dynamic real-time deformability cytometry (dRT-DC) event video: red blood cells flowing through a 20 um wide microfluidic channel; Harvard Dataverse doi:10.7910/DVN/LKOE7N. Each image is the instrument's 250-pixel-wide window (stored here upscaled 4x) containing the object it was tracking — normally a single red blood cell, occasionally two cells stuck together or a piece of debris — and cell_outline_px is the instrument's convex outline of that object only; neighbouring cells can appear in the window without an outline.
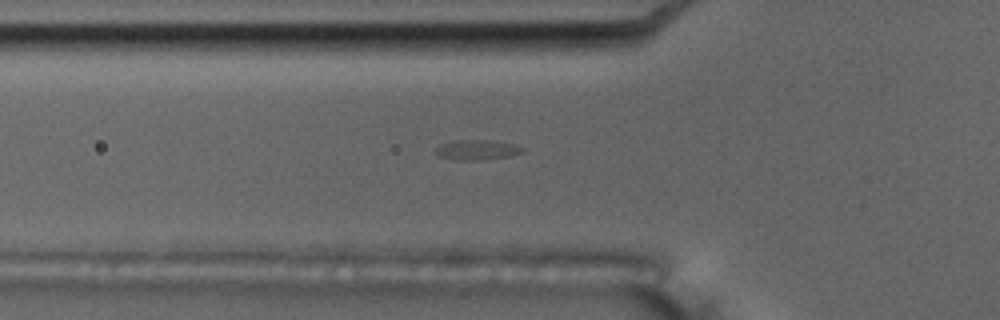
{"species": "common noctule bat (a hibernating species)", "species_latin": "Nyctalus noctula", "temperature_condition": "room temperature", "stored_images_in_passage": 27, "camera_frame_rate_fps": 3000, "um_per_image_px": 0.085, "animal": {"sex": "male", "body_mass_g": 17.5, "forearm_length_mm": 52.3}, "frame": {"image": 1, "passage_image": 5, "time_ms": 1.333, "image_size_px": [1000, 320], "cell_outline_px": [[528, 148], [524, 152], [512, 156], [476, 160], [456, 160], [440, 156], [436, 152], [436, 148], [440, 144], [448, 140], [492, 140], [512, 144]], "centroid_in_image_um": [40.59, 12.72], "position_along_channel_um": 85.2, "area_um2": 10.29}}